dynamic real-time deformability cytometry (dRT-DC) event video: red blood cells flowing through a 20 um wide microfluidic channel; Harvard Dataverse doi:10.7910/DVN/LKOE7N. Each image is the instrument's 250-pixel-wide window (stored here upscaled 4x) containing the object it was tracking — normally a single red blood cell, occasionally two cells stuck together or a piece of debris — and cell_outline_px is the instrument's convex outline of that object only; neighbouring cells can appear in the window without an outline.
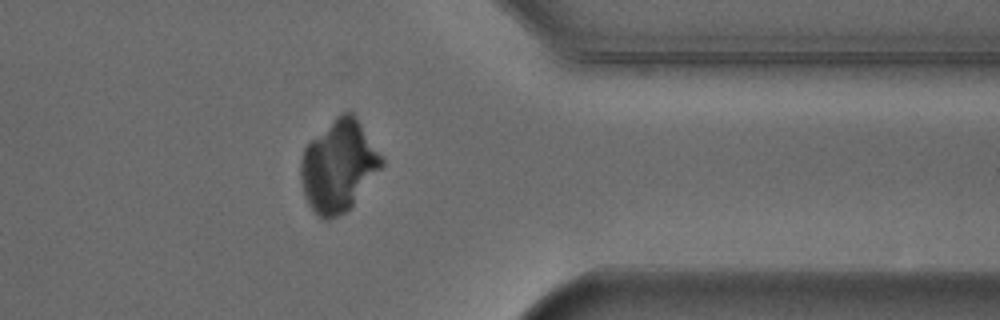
{"species": "Egyptian fruit bat (a non-hibernating species)", "species_latin": "Rousettus aegyptiacus", "temperature_condition": "cold", "stored_images_in_passage": 49, "camera_frame_rate_fps": 3000, "um_per_image_px": 0.085, "animal": {"sex": "male"}, "frame": {"image": 1, "passage_image": 39, "time_ms": 12.667, "image_size_px": [1000, 320], "cell_outline_px": [[384, 164], [352, 204], [344, 212], [328, 220], [324, 220], [316, 216], [308, 204], [304, 196], [300, 180], [300, 160], [304, 148], [336, 116], [344, 112], [352, 112], [356, 116], [384, 160]], "centroid_in_image_um": [28.74, 14.12], "position_along_channel_um": 382.7, "area_um2": 42.6}}
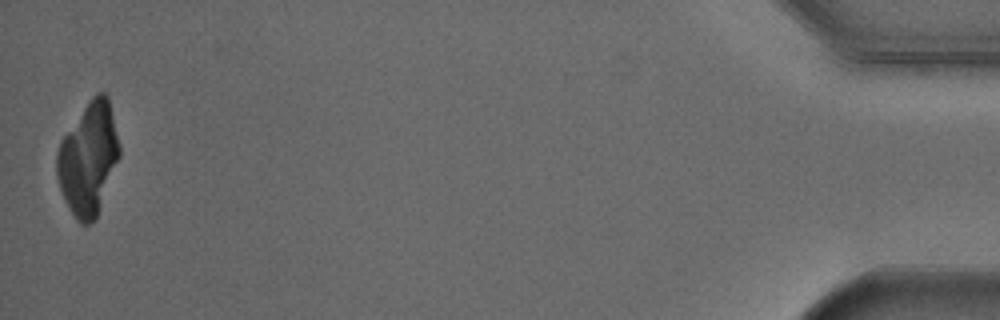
{"frame": {"image": 2, "passage_image": 49, "time_ms": 16.0, "image_size_px": [1000, 320], "cell_outline_px": [[120, 156], [96, 220], [88, 224], [80, 224], [76, 220], [68, 208], [64, 200], [56, 176], [56, 152], [60, 140], [88, 100], [96, 92], [104, 92], [108, 96], [120, 144]], "centroid_in_image_um": [7.5, 13.49], "position_along_channel_um": 427.7, "area_um2": 41.44}}